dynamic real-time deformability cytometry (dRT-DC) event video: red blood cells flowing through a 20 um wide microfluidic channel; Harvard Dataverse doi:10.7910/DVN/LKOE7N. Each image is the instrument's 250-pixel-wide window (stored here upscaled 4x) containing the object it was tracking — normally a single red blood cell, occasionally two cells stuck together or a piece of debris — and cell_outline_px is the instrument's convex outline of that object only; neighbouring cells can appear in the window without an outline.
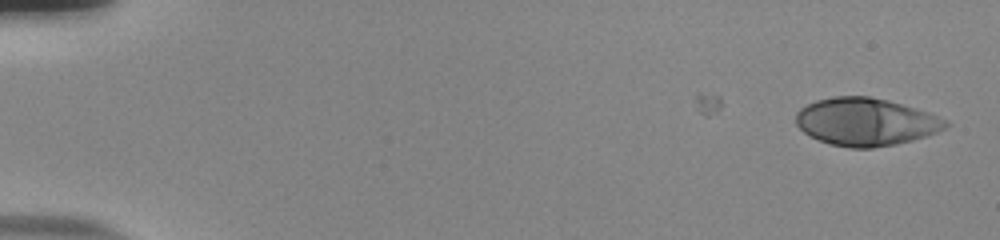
{"species": "human", "species_latin": "Homo sapiens", "temperature_condition": "room temperature", "stored_images_in_passage": 15, "camera_frame_rate_fps": 3000, "um_per_image_px": 0.085, "donor": {"sex": "male"}, "frame": {"image": 1, "passage_image": 1, "time_ms": 0.0, "image_size_px": [1000, 240], "cell_outline_px": [[952, 124], [936, 132], [912, 140], [896, 144], [872, 148], [848, 148], [832, 144], [820, 140], [804, 132], [796, 124], [796, 112], [800, 108], [816, 100], [832, 96], [868, 96], [888, 100], [916, 108], [928, 112], [948, 120]], "centroid_in_image_um": [73.6, 10.35], "position_along_channel_um": 11.4, "area_um2": 41.56}}